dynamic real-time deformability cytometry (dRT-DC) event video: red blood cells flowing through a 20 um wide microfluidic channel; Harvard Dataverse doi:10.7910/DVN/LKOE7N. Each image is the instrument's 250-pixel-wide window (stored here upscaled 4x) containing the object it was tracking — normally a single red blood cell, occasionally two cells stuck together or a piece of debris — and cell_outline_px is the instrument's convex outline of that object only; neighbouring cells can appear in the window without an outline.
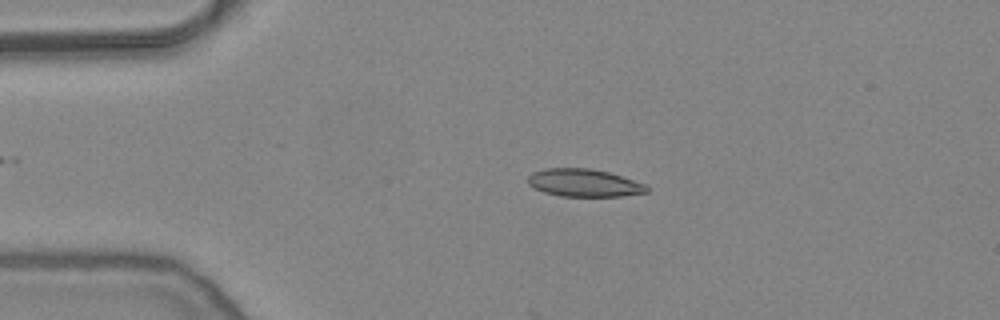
{"species": "common noctule bat (a hibernating species)", "species_latin": "Nyctalus noctula", "temperature_condition": "warm", "stored_images_in_passage": 28, "camera_frame_rate_fps": 3000, "um_per_image_px": 0.085, "animal": {"sex": "female", "body_mass_g": 24.6, "forearm_length_mm": 56.2}, "frame": {"image": 1, "passage_image": 11, "time_ms": 3.333, "image_size_px": [1000, 320], "cell_outline_px": [[648, 192], [620, 196], [560, 196], [544, 192], [528, 184], [528, 176], [532, 172], [544, 168], [592, 168], [608, 172], [644, 184], [648, 188]], "centroid_in_image_um": [49.6, 15.53], "position_along_channel_um": 35.4, "area_um2": 19.02}}
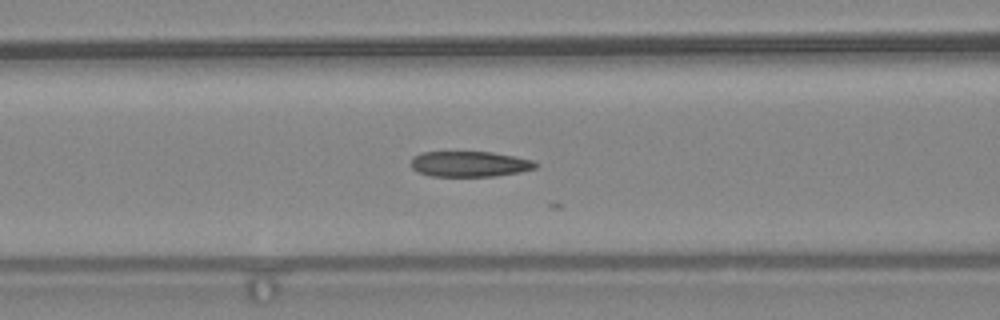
{"frame": {"image": 2, "passage_image": 21, "time_ms": 6.667, "image_size_px": [1000, 320], "cell_outline_px": [[536, 168], [520, 172], [496, 176], [428, 176], [416, 172], [412, 168], [412, 156], [424, 152], [492, 152], [532, 160], [536, 164]], "centroid_in_image_um": [39.87, 13.95], "position_along_channel_um": 126.7, "area_um2": 18.5}}
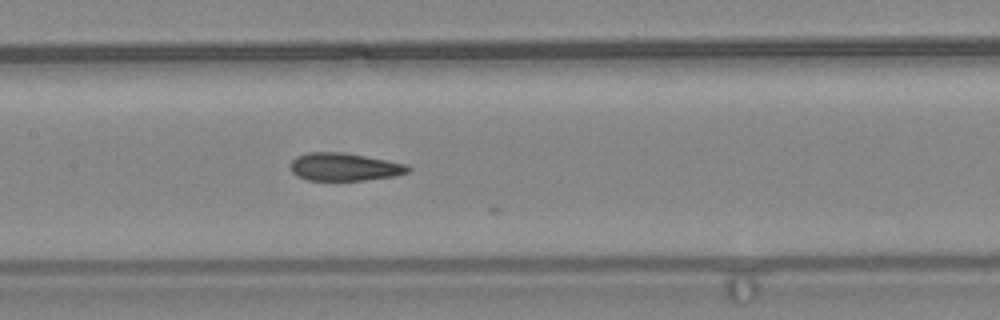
{"frame": {"image": 3, "passage_image": 25, "time_ms": 8.0, "image_size_px": [1000, 320], "cell_outline_px": [[412, 168], [408, 172], [396, 176], [364, 180], [308, 180], [296, 176], [292, 172], [292, 160], [296, 156], [308, 152], [340, 152], [364, 156], [408, 164]], "centroid_in_image_um": [29.29, 14.19], "position_along_channel_um": 178.1, "area_um2": 19.02}}